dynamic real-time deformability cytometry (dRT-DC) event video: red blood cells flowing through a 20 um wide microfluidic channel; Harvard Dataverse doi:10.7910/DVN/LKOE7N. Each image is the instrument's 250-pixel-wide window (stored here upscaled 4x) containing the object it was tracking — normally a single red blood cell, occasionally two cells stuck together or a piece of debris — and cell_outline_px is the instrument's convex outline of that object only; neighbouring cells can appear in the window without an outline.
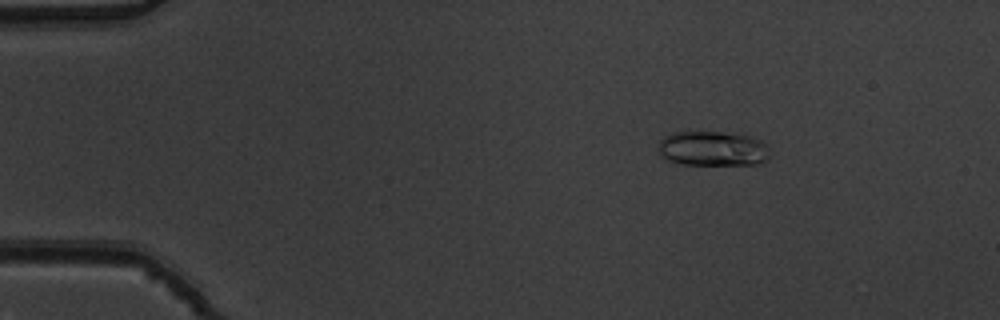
{"species": "common noctule bat (a hibernating species)", "species_latin": "Nyctalus noctula", "temperature_condition": "warm", "stored_images_in_passage": 52, "camera_frame_rate_fps": 3000, "um_per_image_px": 0.085, "animal": {"sex": "male", "body_mass_g": 19.5, "forearm_length_mm": 54.6}, "frame": {"image": 1, "passage_image": 7, "time_ms": 2.0, "image_size_px": [1000, 320], "cell_outline_px": [[768, 160], [756, 164], [680, 164], [664, 160], [660, 156], [660, 140], [664, 136], [676, 132], [720, 132], [748, 136], [760, 140], [768, 144]], "centroid_in_image_um": [60.57, 12.64], "position_along_channel_um": 24.4, "area_um2": 22.54}}
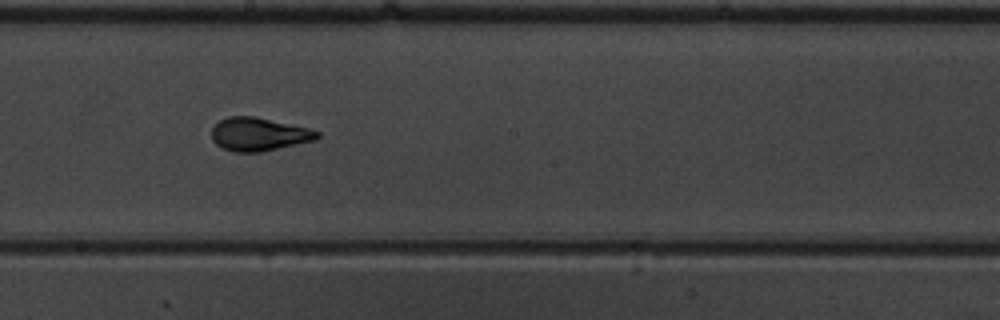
{"frame": {"image": 2, "passage_image": 29, "time_ms": 9.333, "image_size_px": [1000, 320], "cell_outline_px": [[320, 136], [316, 140], [260, 152], [232, 152], [216, 144], [212, 140], [212, 128], [220, 120], [228, 116], [256, 116], [308, 128], [320, 132]], "centroid_in_image_um": [22.0, 11.41], "position_along_channel_um": 226.2, "area_um2": 20.46}}
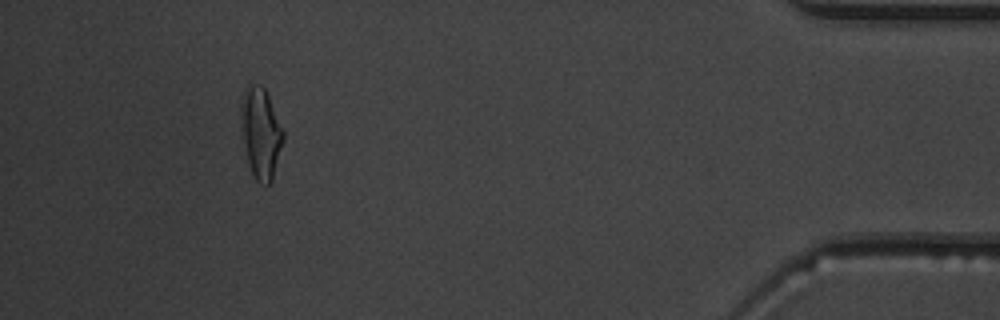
{"frame": {"image": 3, "passage_image": 48, "time_ms": 15.667, "image_size_px": [1000, 320], "cell_outline_px": [[284, 140], [272, 180], [268, 184], [260, 184], [252, 176], [248, 164], [244, 144], [240, 116], [240, 100], [248, 84], [260, 84], [264, 88], [268, 96], [284, 132]], "centroid_in_image_um": [22.15, 11.31], "position_along_channel_um": 413.0, "area_um2": 22.37}, "authors_computed_cell_mechanics": {"area_um2": 20.4034, "velocity_mm_per_s": 3.8433, "shape_relaxation_time_tau1_ms": 3.7696, "shape_relaxation_time_tau2_ms": 0.8871, "deformation_change_tau1": 0.1827, "deformation_change_tau2": 0.0727}}